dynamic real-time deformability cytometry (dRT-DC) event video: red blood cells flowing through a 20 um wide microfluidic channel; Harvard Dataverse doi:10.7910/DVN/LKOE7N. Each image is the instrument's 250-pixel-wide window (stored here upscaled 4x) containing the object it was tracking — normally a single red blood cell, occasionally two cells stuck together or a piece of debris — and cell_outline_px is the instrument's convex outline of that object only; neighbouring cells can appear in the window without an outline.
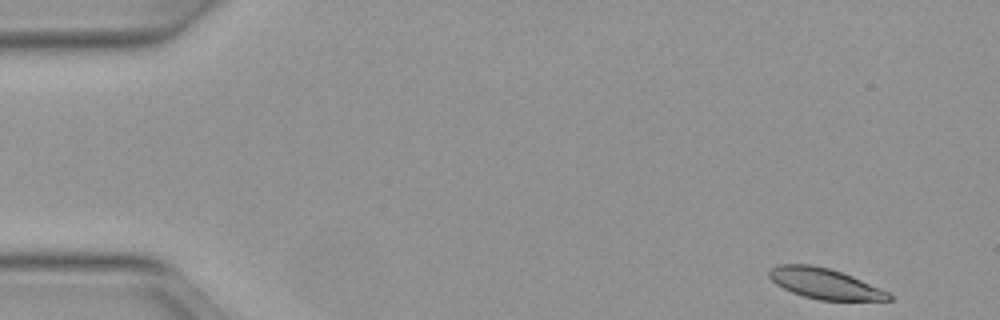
{"species": "Egyptian fruit bat (a non-hibernating species)", "species_latin": "Rousettus aegyptiacus", "temperature_condition": "warm", "stored_images_in_passage": 49, "camera_frame_rate_fps": 3000, "um_per_image_px": 0.085, "animal": {"sex": "female"}, "frame": {"image": 1, "passage_image": 1, "time_ms": 0.0, "image_size_px": [1000, 320], "cell_outline_px": [[892, 300], [820, 300], [804, 296], [792, 292], [776, 284], [768, 276], [768, 272], [776, 264], [812, 264], [828, 268], [852, 276], [880, 288], [888, 292], [892, 296]], "centroid_in_image_um": [70.08, 24.09], "position_along_channel_um": 14.9, "area_um2": 21.1}}
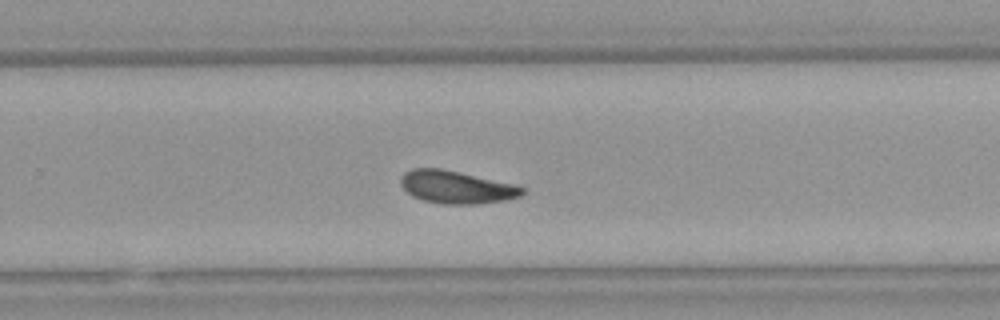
{"frame": {"image": 2, "passage_image": 31, "time_ms": 10.0, "image_size_px": [1000, 320], "cell_outline_px": [[524, 192], [520, 196], [508, 200], [480, 204], [444, 204], [424, 200], [412, 196], [400, 184], [400, 176], [404, 172], [412, 168], [440, 168], [460, 172], [512, 184], [524, 188]], "centroid_in_image_um": [38.77, 15.91], "position_along_channel_um": 291.0, "area_um2": 23.12}}
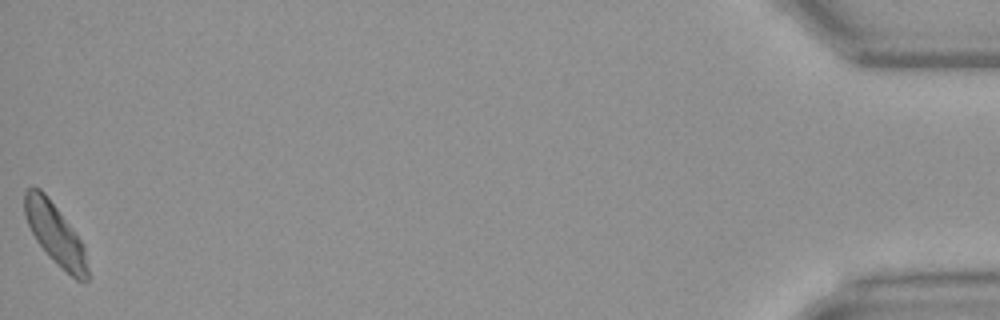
{"frame": {"image": 3, "passage_image": 49, "time_ms": 16.0, "image_size_px": [1000, 320], "cell_outline_px": [[88, 280], [84, 284], [76, 280], [48, 256], [36, 240], [28, 224], [24, 212], [24, 192], [28, 188], [40, 188], [44, 192], [84, 244], [88, 268]], "centroid_in_image_um": [4.71, 19.93], "position_along_channel_um": 430.5, "area_um2": 22.2}, "authors_computed_cell_mechanics": {"area_um2": 22.831, "velocity_mm_per_s": 3.9689, "shape_relaxation_time_tau1_ms": 4.3473, "shape_relaxation_time_tau2_ms": 3.196, "deformation_change_tau1": 0.1181, "deformation_change_tau2": 0.1024}}